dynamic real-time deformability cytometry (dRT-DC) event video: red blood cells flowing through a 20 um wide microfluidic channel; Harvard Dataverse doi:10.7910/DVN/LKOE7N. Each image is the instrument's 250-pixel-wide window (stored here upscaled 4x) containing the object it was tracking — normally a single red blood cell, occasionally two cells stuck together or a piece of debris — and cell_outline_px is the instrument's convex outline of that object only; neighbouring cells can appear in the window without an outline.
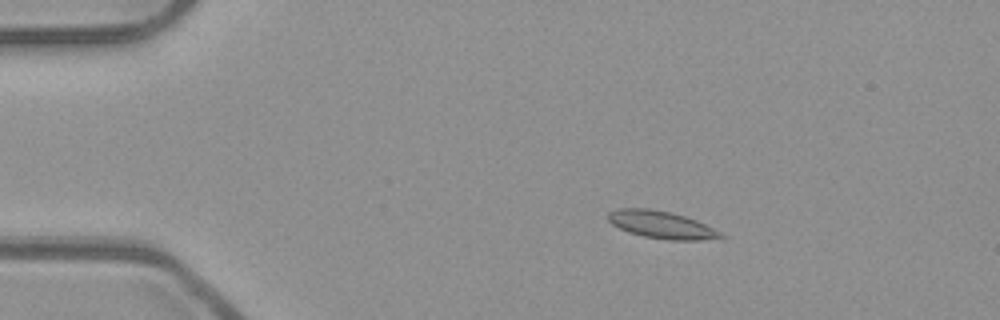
{"species": "common noctule bat (a hibernating species)", "species_latin": "Nyctalus noctula", "temperature_condition": "room temperature", "stored_images_in_passage": 53, "camera_frame_rate_fps": 3000, "um_per_image_px": 0.085, "animal": {"sex": "male", "body_mass_g": 23.1, "forearm_length_mm": 52.7}, "frame": {"image": 1, "passage_image": 10, "time_ms": 3.0, "image_size_px": [1000, 320], "cell_outline_px": [[728, 236], [700, 240], [668, 240], [644, 236], [628, 232], [612, 224], [608, 220], [608, 212], [620, 208], [648, 208], [668, 212], [684, 216], [696, 220]], "centroid_in_image_um": [56.2, 19.1], "position_along_channel_um": 28.8, "area_um2": 17.74}}
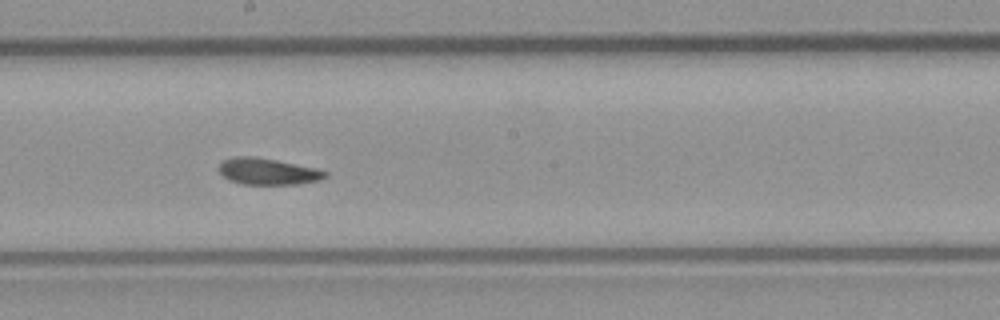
{"frame": {"image": 2, "passage_image": 30, "time_ms": 9.667, "image_size_px": [1000, 320], "cell_outline_px": [[328, 176], [320, 180], [300, 184], [244, 184], [228, 180], [220, 172], [220, 164], [224, 160], [236, 156], [256, 156], [316, 168], [328, 172]], "centroid_in_image_um": [22.8, 14.57], "position_along_channel_um": 225.4, "area_um2": 16.36}}
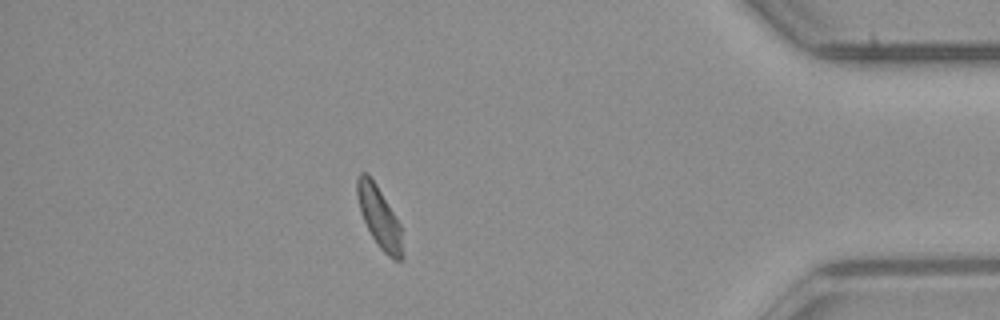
{"frame": {"image": 3, "passage_image": 47, "time_ms": 15.333, "image_size_px": [1000, 320], "cell_outline_px": [[404, 260], [392, 260], [380, 248], [372, 236], [360, 212], [356, 196], [356, 180], [360, 172], [368, 172], [376, 184], [400, 224], [404, 256]], "centroid_in_image_um": [32.23, 18.46], "position_along_channel_um": 403.0, "area_um2": 16.24}, "authors_computed_cell_mechanics": {"area_um2": 16.762, "velocity_mm_per_s": 3.9141, "shape_relaxation_time_tau1_ms": 6.5148, "shape_relaxation_time_tau2_ms": 3.3785, "deformation_change_tau1": 0.1142, "deformation_change_tau2": 0.0791}}